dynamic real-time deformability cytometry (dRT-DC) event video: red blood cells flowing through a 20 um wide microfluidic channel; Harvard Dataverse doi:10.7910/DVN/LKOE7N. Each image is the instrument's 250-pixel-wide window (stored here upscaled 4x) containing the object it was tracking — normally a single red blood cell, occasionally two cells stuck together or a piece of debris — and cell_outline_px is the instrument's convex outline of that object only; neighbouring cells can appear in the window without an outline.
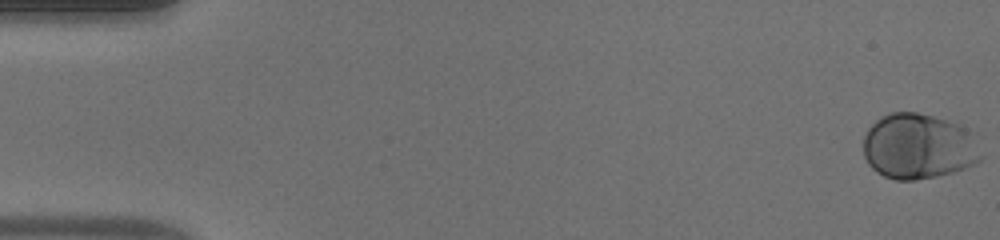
{"species": "human", "species_latin": "Homo sapiens", "temperature_condition": "warm", "stored_images_in_passage": 49, "camera_frame_rate_fps": 3000, "um_per_image_px": 0.085, "donor": {"sex": "male"}, "frame": {"image": 1, "passage_image": 1, "time_ms": 0.0, "image_size_px": [1000, 240], "cell_outline_px": [[984, 156], [976, 164], [952, 172], [936, 176], [916, 180], [896, 180], [884, 176], [876, 172], [868, 164], [864, 156], [864, 136], [868, 128], [880, 116], [892, 112], [916, 112], [960, 120], [976, 132]], "centroid_in_image_um": [78.18, 12.4], "position_along_channel_um": 6.8, "area_um2": 46.59}}
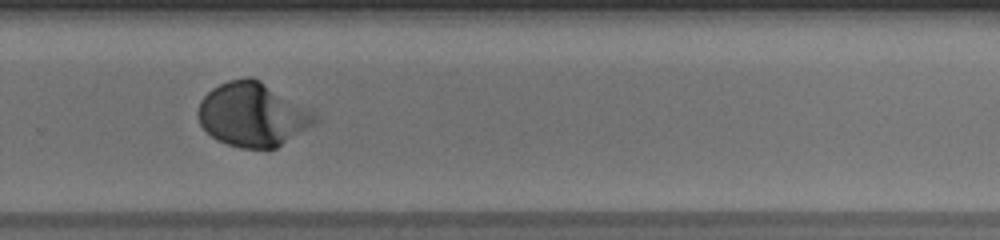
{"frame": {"image": 2, "passage_image": 34, "time_ms": 11.0, "image_size_px": [1000, 240], "cell_outline_px": [[316, 124], [276, 148], [240, 148], [216, 140], [200, 124], [196, 112], [200, 100], [212, 88], [228, 80], [248, 76], [252, 76], [260, 80], [312, 112], [316, 120]], "centroid_in_image_um": [21.42, 9.74], "position_along_channel_um": 308.4, "area_um2": 43.12}}
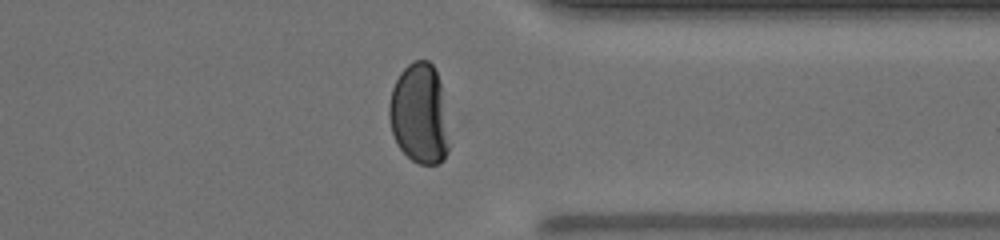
{"frame": {"image": 3, "passage_image": 39, "time_ms": 12.667, "image_size_px": [1000, 240], "cell_outline_px": [[448, 152], [444, 160], [440, 164], [420, 164], [412, 160], [400, 148], [392, 132], [388, 116], [388, 104], [392, 88], [400, 72], [412, 60], [428, 60], [432, 64], [436, 72], [440, 84], [448, 144]], "centroid_in_image_um": [35.61, 9.67], "position_along_channel_um": 375.8, "area_um2": 34.62}}